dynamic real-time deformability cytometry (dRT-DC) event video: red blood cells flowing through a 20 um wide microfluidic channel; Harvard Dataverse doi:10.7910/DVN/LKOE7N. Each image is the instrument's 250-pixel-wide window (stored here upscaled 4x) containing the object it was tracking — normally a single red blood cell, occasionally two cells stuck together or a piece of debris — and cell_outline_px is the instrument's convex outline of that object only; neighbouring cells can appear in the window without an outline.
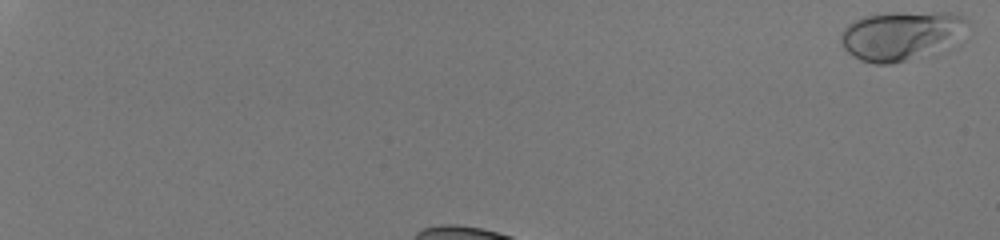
{"species": "human", "species_latin": "Homo sapiens", "temperature_condition": "room temperature", "stored_images_in_passage": 36, "camera_frame_rate_fps": 3000, "um_per_image_px": 0.085, "donor": {"sex": "male"}, "frame": {"image": 1, "passage_image": 1, "time_ms": 0.0, "image_size_px": [1000, 240], "cell_outline_px": [[968, 24], [960, 44], [956, 48], [888, 64], [876, 64], [860, 60], [848, 52], [844, 48], [840, 40], [840, 36], [844, 28], [848, 24], [864, 16], [892, 12], [952, 12], [968, 20]], "centroid_in_image_um": [76.72, 3.03], "position_along_channel_um": 8.3, "area_um2": 37.22}}
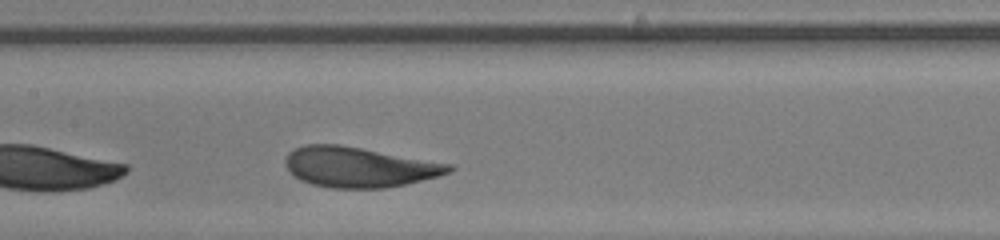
{"frame": {"image": 2, "passage_image": 21, "time_ms": 6.667, "image_size_px": [1000, 240], "cell_outline_px": [[456, 168], [448, 172], [436, 176], [404, 184], [384, 188], [332, 188], [312, 184], [300, 180], [292, 176], [288, 172], [284, 164], [284, 160], [288, 152], [304, 144], [340, 144], [452, 164]], "centroid_in_image_um": [30.44, 14.19], "position_along_channel_um": 177.0, "area_um2": 38.38}}
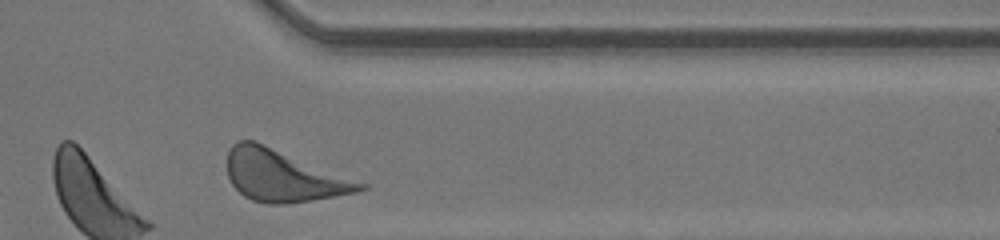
{"frame": {"image": 3, "passage_image": 36, "time_ms": 11.667, "image_size_px": [1000, 240], "cell_outline_px": [[368, 188], [356, 192], [312, 200], [284, 204], [268, 204], [252, 200], [244, 196], [232, 184], [228, 176], [224, 164], [228, 152], [232, 144], [236, 140], [256, 140], [368, 184]], "centroid_in_image_um": [24.02, 14.92], "position_along_channel_um": 387.4, "area_um2": 40.34}, "authors_computed_cell_mechanics": {"area_um2": 37.4544, "velocity_mm_per_s": 4.2027, "shape_relaxation_time_tau1_ms": 2.2941, "shape_relaxation_time_tau2_ms": null, "deformation_change_tau1": 0.1359, "deformation_change_tau2": null}}